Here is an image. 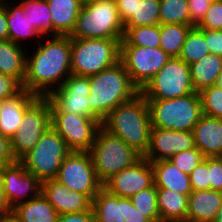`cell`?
Instances as JSON below:
<instances>
[{
	"label": "cell",
	"instance_id": "cell-1",
	"mask_svg": "<svg viewBox=\"0 0 222 222\" xmlns=\"http://www.w3.org/2000/svg\"><path fill=\"white\" fill-rule=\"evenodd\" d=\"M45 38L48 39L44 43ZM37 40L36 51L27 52L22 87L38 97H48L72 74L71 37L46 36Z\"/></svg>",
	"mask_w": 222,
	"mask_h": 222
},
{
	"label": "cell",
	"instance_id": "cell-2",
	"mask_svg": "<svg viewBox=\"0 0 222 222\" xmlns=\"http://www.w3.org/2000/svg\"><path fill=\"white\" fill-rule=\"evenodd\" d=\"M101 126L142 157L147 153L152 125L147 100L141 93L119 104L103 119Z\"/></svg>",
	"mask_w": 222,
	"mask_h": 222
},
{
	"label": "cell",
	"instance_id": "cell-3",
	"mask_svg": "<svg viewBox=\"0 0 222 222\" xmlns=\"http://www.w3.org/2000/svg\"><path fill=\"white\" fill-rule=\"evenodd\" d=\"M90 108L103 120L119 104L133 99L140 90L132 83L121 61L89 76Z\"/></svg>",
	"mask_w": 222,
	"mask_h": 222
},
{
	"label": "cell",
	"instance_id": "cell-4",
	"mask_svg": "<svg viewBox=\"0 0 222 222\" xmlns=\"http://www.w3.org/2000/svg\"><path fill=\"white\" fill-rule=\"evenodd\" d=\"M124 24L115 0H97L83 4L71 38L123 39Z\"/></svg>",
	"mask_w": 222,
	"mask_h": 222
},
{
	"label": "cell",
	"instance_id": "cell-5",
	"mask_svg": "<svg viewBox=\"0 0 222 222\" xmlns=\"http://www.w3.org/2000/svg\"><path fill=\"white\" fill-rule=\"evenodd\" d=\"M122 39L71 38V72L89 77L120 61Z\"/></svg>",
	"mask_w": 222,
	"mask_h": 222
},
{
	"label": "cell",
	"instance_id": "cell-6",
	"mask_svg": "<svg viewBox=\"0 0 222 222\" xmlns=\"http://www.w3.org/2000/svg\"><path fill=\"white\" fill-rule=\"evenodd\" d=\"M152 128L193 131L202 115L197 92L172 99L147 100Z\"/></svg>",
	"mask_w": 222,
	"mask_h": 222
},
{
	"label": "cell",
	"instance_id": "cell-7",
	"mask_svg": "<svg viewBox=\"0 0 222 222\" xmlns=\"http://www.w3.org/2000/svg\"><path fill=\"white\" fill-rule=\"evenodd\" d=\"M89 153L96 175L102 184L142 157L120 137L111 134L102 126L96 134Z\"/></svg>",
	"mask_w": 222,
	"mask_h": 222
},
{
	"label": "cell",
	"instance_id": "cell-8",
	"mask_svg": "<svg viewBox=\"0 0 222 222\" xmlns=\"http://www.w3.org/2000/svg\"><path fill=\"white\" fill-rule=\"evenodd\" d=\"M70 152L64 139L51 126L19 161L42 182L57 177L64 158Z\"/></svg>",
	"mask_w": 222,
	"mask_h": 222
},
{
	"label": "cell",
	"instance_id": "cell-9",
	"mask_svg": "<svg viewBox=\"0 0 222 222\" xmlns=\"http://www.w3.org/2000/svg\"><path fill=\"white\" fill-rule=\"evenodd\" d=\"M194 92L190 65L179 57L171 58L140 91L146 100L179 98Z\"/></svg>",
	"mask_w": 222,
	"mask_h": 222
},
{
	"label": "cell",
	"instance_id": "cell-10",
	"mask_svg": "<svg viewBox=\"0 0 222 222\" xmlns=\"http://www.w3.org/2000/svg\"><path fill=\"white\" fill-rule=\"evenodd\" d=\"M49 127H51L50 101L47 97H39L24 112L22 124L10 140L15 160H20L27 154Z\"/></svg>",
	"mask_w": 222,
	"mask_h": 222
},
{
	"label": "cell",
	"instance_id": "cell-11",
	"mask_svg": "<svg viewBox=\"0 0 222 222\" xmlns=\"http://www.w3.org/2000/svg\"><path fill=\"white\" fill-rule=\"evenodd\" d=\"M55 179L70 191L83 193L91 200L103 187L89 151H71L64 158Z\"/></svg>",
	"mask_w": 222,
	"mask_h": 222
},
{
	"label": "cell",
	"instance_id": "cell-12",
	"mask_svg": "<svg viewBox=\"0 0 222 222\" xmlns=\"http://www.w3.org/2000/svg\"><path fill=\"white\" fill-rule=\"evenodd\" d=\"M89 94V77L70 74L63 84L47 97L51 113H71L102 120L90 108Z\"/></svg>",
	"mask_w": 222,
	"mask_h": 222
},
{
	"label": "cell",
	"instance_id": "cell-13",
	"mask_svg": "<svg viewBox=\"0 0 222 222\" xmlns=\"http://www.w3.org/2000/svg\"><path fill=\"white\" fill-rule=\"evenodd\" d=\"M170 59L160 47L120 46V61L140 91Z\"/></svg>",
	"mask_w": 222,
	"mask_h": 222
},
{
	"label": "cell",
	"instance_id": "cell-14",
	"mask_svg": "<svg viewBox=\"0 0 222 222\" xmlns=\"http://www.w3.org/2000/svg\"><path fill=\"white\" fill-rule=\"evenodd\" d=\"M102 121L71 113H51V126L71 151H89Z\"/></svg>",
	"mask_w": 222,
	"mask_h": 222
},
{
	"label": "cell",
	"instance_id": "cell-15",
	"mask_svg": "<svg viewBox=\"0 0 222 222\" xmlns=\"http://www.w3.org/2000/svg\"><path fill=\"white\" fill-rule=\"evenodd\" d=\"M0 181L6 199L12 208L41 193L42 182L27 171L19 160L3 166Z\"/></svg>",
	"mask_w": 222,
	"mask_h": 222
},
{
	"label": "cell",
	"instance_id": "cell-16",
	"mask_svg": "<svg viewBox=\"0 0 222 222\" xmlns=\"http://www.w3.org/2000/svg\"><path fill=\"white\" fill-rule=\"evenodd\" d=\"M153 185L154 173L151 162L145 157H141L131 166L109 178L103 184V188L112 195L130 198Z\"/></svg>",
	"mask_w": 222,
	"mask_h": 222
},
{
	"label": "cell",
	"instance_id": "cell-17",
	"mask_svg": "<svg viewBox=\"0 0 222 222\" xmlns=\"http://www.w3.org/2000/svg\"><path fill=\"white\" fill-rule=\"evenodd\" d=\"M195 147L192 131L151 128L150 144L145 158L150 162L168 160L174 154Z\"/></svg>",
	"mask_w": 222,
	"mask_h": 222
},
{
	"label": "cell",
	"instance_id": "cell-18",
	"mask_svg": "<svg viewBox=\"0 0 222 222\" xmlns=\"http://www.w3.org/2000/svg\"><path fill=\"white\" fill-rule=\"evenodd\" d=\"M41 193L59 215L81 213L92 208V200L87 195L70 191L55 178L42 181Z\"/></svg>",
	"mask_w": 222,
	"mask_h": 222
},
{
	"label": "cell",
	"instance_id": "cell-19",
	"mask_svg": "<svg viewBox=\"0 0 222 222\" xmlns=\"http://www.w3.org/2000/svg\"><path fill=\"white\" fill-rule=\"evenodd\" d=\"M37 95L22 89L16 95L2 101L0 106L1 135L10 140L22 124L24 112L38 99Z\"/></svg>",
	"mask_w": 222,
	"mask_h": 222
},
{
	"label": "cell",
	"instance_id": "cell-20",
	"mask_svg": "<svg viewBox=\"0 0 222 222\" xmlns=\"http://www.w3.org/2000/svg\"><path fill=\"white\" fill-rule=\"evenodd\" d=\"M192 132L205 157H222V119L202 114Z\"/></svg>",
	"mask_w": 222,
	"mask_h": 222
},
{
	"label": "cell",
	"instance_id": "cell-21",
	"mask_svg": "<svg viewBox=\"0 0 222 222\" xmlns=\"http://www.w3.org/2000/svg\"><path fill=\"white\" fill-rule=\"evenodd\" d=\"M222 205V192L197 190L189 195L187 220L192 222H214Z\"/></svg>",
	"mask_w": 222,
	"mask_h": 222
},
{
	"label": "cell",
	"instance_id": "cell-22",
	"mask_svg": "<svg viewBox=\"0 0 222 222\" xmlns=\"http://www.w3.org/2000/svg\"><path fill=\"white\" fill-rule=\"evenodd\" d=\"M151 166L157 189H171L187 196L193 191L189 175L180 171L171 161H154L151 162Z\"/></svg>",
	"mask_w": 222,
	"mask_h": 222
},
{
	"label": "cell",
	"instance_id": "cell-23",
	"mask_svg": "<svg viewBox=\"0 0 222 222\" xmlns=\"http://www.w3.org/2000/svg\"><path fill=\"white\" fill-rule=\"evenodd\" d=\"M49 5L54 36H70L83 6L80 0H46Z\"/></svg>",
	"mask_w": 222,
	"mask_h": 222
},
{
	"label": "cell",
	"instance_id": "cell-24",
	"mask_svg": "<svg viewBox=\"0 0 222 222\" xmlns=\"http://www.w3.org/2000/svg\"><path fill=\"white\" fill-rule=\"evenodd\" d=\"M95 222H125L127 197L112 195L103 187L92 200Z\"/></svg>",
	"mask_w": 222,
	"mask_h": 222
},
{
	"label": "cell",
	"instance_id": "cell-25",
	"mask_svg": "<svg viewBox=\"0 0 222 222\" xmlns=\"http://www.w3.org/2000/svg\"><path fill=\"white\" fill-rule=\"evenodd\" d=\"M4 5L8 22V40L24 47L25 39L42 38L19 3L16 5L14 2H8Z\"/></svg>",
	"mask_w": 222,
	"mask_h": 222
},
{
	"label": "cell",
	"instance_id": "cell-26",
	"mask_svg": "<svg viewBox=\"0 0 222 222\" xmlns=\"http://www.w3.org/2000/svg\"><path fill=\"white\" fill-rule=\"evenodd\" d=\"M26 49L10 40H0V73L12 76L22 85L26 72Z\"/></svg>",
	"mask_w": 222,
	"mask_h": 222
},
{
	"label": "cell",
	"instance_id": "cell-27",
	"mask_svg": "<svg viewBox=\"0 0 222 222\" xmlns=\"http://www.w3.org/2000/svg\"><path fill=\"white\" fill-rule=\"evenodd\" d=\"M222 72V56L207 54L199 61L190 65L191 80L194 91L200 93L202 90L216 84Z\"/></svg>",
	"mask_w": 222,
	"mask_h": 222
},
{
	"label": "cell",
	"instance_id": "cell-28",
	"mask_svg": "<svg viewBox=\"0 0 222 222\" xmlns=\"http://www.w3.org/2000/svg\"><path fill=\"white\" fill-rule=\"evenodd\" d=\"M12 212L21 222H57L59 215L42 193L17 204Z\"/></svg>",
	"mask_w": 222,
	"mask_h": 222
},
{
	"label": "cell",
	"instance_id": "cell-29",
	"mask_svg": "<svg viewBox=\"0 0 222 222\" xmlns=\"http://www.w3.org/2000/svg\"><path fill=\"white\" fill-rule=\"evenodd\" d=\"M189 196L171 189H157L160 222L186 219Z\"/></svg>",
	"mask_w": 222,
	"mask_h": 222
},
{
	"label": "cell",
	"instance_id": "cell-30",
	"mask_svg": "<svg viewBox=\"0 0 222 222\" xmlns=\"http://www.w3.org/2000/svg\"><path fill=\"white\" fill-rule=\"evenodd\" d=\"M23 11L42 37L54 36L49 5L46 0H20Z\"/></svg>",
	"mask_w": 222,
	"mask_h": 222
},
{
	"label": "cell",
	"instance_id": "cell-31",
	"mask_svg": "<svg viewBox=\"0 0 222 222\" xmlns=\"http://www.w3.org/2000/svg\"><path fill=\"white\" fill-rule=\"evenodd\" d=\"M192 28L193 26L185 24H160V48L171 58L179 57Z\"/></svg>",
	"mask_w": 222,
	"mask_h": 222
},
{
	"label": "cell",
	"instance_id": "cell-32",
	"mask_svg": "<svg viewBox=\"0 0 222 222\" xmlns=\"http://www.w3.org/2000/svg\"><path fill=\"white\" fill-rule=\"evenodd\" d=\"M120 46L160 47V24L124 27V36Z\"/></svg>",
	"mask_w": 222,
	"mask_h": 222
},
{
	"label": "cell",
	"instance_id": "cell-33",
	"mask_svg": "<svg viewBox=\"0 0 222 222\" xmlns=\"http://www.w3.org/2000/svg\"><path fill=\"white\" fill-rule=\"evenodd\" d=\"M160 0H137L135 14L123 24L124 27L159 25Z\"/></svg>",
	"mask_w": 222,
	"mask_h": 222
},
{
	"label": "cell",
	"instance_id": "cell-34",
	"mask_svg": "<svg viewBox=\"0 0 222 222\" xmlns=\"http://www.w3.org/2000/svg\"><path fill=\"white\" fill-rule=\"evenodd\" d=\"M209 53L204 37V29L193 27L185 39L179 58L191 65Z\"/></svg>",
	"mask_w": 222,
	"mask_h": 222
},
{
	"label": "cell",
	"instance_id": "cell-35",
	"mask_svg": "<svg viewBox=\"0 0 222 222\" xmlns=\"http://www.w3.org/2000/svg\"><path fill=\"white\" fill-rule=\"evenodd\" d=\"M160 24H185L191 26L188 0H160Z\"/></svg>",
	"mask_w": 222,
	"mask_h": 222
},
{
	"label": "cell",
	"instance_id": "cell-36",
	"mask_svg": "<svg viewBox=\"0 0 222 222\" xmlns=\"http://www.w3.org/2000/svg\"><path fill=\"white\" fill-rule=\"evenodd\" d=\"M130 199L134 207L151 222H160L155 185L132 195Z\"/></svg>",
	"mask_w": 222,
	"mask_h": 222
},
{
	"label": "cell",
	"instance_id": "cell-37",
	"mask_svg": "<svg viewBox=\"0 0 222 222\" xmlns=\"http://www.w3.org/2000/svg\"><path fill=\"white\" fill-rule=\"evenodd\" d=\"M202 114L222 119V88L213 85L200 93Z\"/></svg>",
	"mask_w": 222,
	"mask_h": 222
},
{
	"label": "cell",
	"instance_id": "cell-38",
	"mask_svg": "<svg viewBox=\"0 0 222 222\" xmlns=\"http://www.w3.org/2000/svg\"><path fill=\"white\" fill-rule=\"evenodd\" d=\"M205 159L203 153L197 148L188 149L177 154H174L171 161L180 171L185 174H190L192 170Z\"/></svg>",
	"mask_w": 222,
	"mask_h": 222
},
{
	"label": "cell",
	"instance_id": "cell-39",
	"mask_svg": "<svg viewBox=\"0 0 222 222\" xmlns=\"http://www.w3.org/2000/svg\"><path fill=\"white\" fill-rule=\"evenodd\" d=\"M193 191L210 190L208 157H205L189 174Z\"/></svg>",
	"mask_w": 222,
	"mask_h": 222
},
{
	"label": "cell",
	"instance_id": "cell-40",
	"mask_svg": "<svg viewBox=\"0 0 222 222\" xmlns=\"http://www.w3.org/2000/svg\"><path fill=\"white\" fill-rule=\"evenodd\" d=\"M222 27V0H214L198 29L219 30Z\"/></svg>",
	"mask_w": 222,
	"mask_h": 222
},
{
	"label": "cell",
	"instance_id": "cell-41",
	"mask_svg": "<svg viewBox=\"0 0 222 222\" xmlns=\"http://www.w3.org/2000/svg\"><path fill=\"white\" fill-rule=\"evenodd\" d=\"M210 190L222 192V157H208Z\"/></svg>",
	"mask_w": 222,
	"mask_h": 222
},
{
	"label": "cell",
	"instance_id": "cell-42",
	"mask_svg": "<svg viewBox=\"0 0 222 222\" xmlns=\"http://www.w3.org/2000/svg\"><path fill=\"white\" fill-rule=\"evenodd\" d=\"M214 0H188L191 26L197 27Z\"/></svg>",
	"mask_w": 222,
	"mask_h": 222
},
{
	"label": "cell",
	"instance_id": "cell-43",
	"mask_svg": "<svg viewBox=\"0 0 222 222\" xmlns=\"http://www.w3.org/2000/svg\"><path fill=\"white\" fill-rule=\"evenodd\" d=\"M22 89V84L17 79L0 73V101L16 95Z\"/></svg>",
	"mask_w": 222,
	"mask_h": 222
},
{
	"label": "cell",
	"instance_id": "cell-44",
	"mask_svg": "<svg viewBox=\"0 0 222 222\" xmlns=\"http://www.w3.org/2000/svg\"><path fill=\"white\" fill-rule=\"evenodd\" d=\"M204 37L209 52L222 56V34L220 31L204 29Z\"/></svg>",
	"mask_w": 222,
	"mask_h": 222
},
{
	"label": "cell",
	"instance_id": "cell-45",
	"mask_svg": "<svg viewBox=\"0 0 222 222\" xmlns=\"http://www.w3.org/2000/svg\"><path fill=\"white\" fill-rule=\"evenodd\" d=\"M57 222H95V214L92 208L81 213L60 214Z\"/></svg>",
	"mask_w": 222,
	"mask_h": 222
},
{
	"label": "cell",
	"instance_id": "cell-46",
	"mask_svg": "<svg viewBox=\"0 0 222 222\" xmlns=\"http://www.w3.org/2000/svg\"><path fill=\"white\" fill-rule=\"evenodd\" d=\"M119 17L124 23L132 14H135L137 0H115Z\"/></svg>",
	"mask_w": 222,
	"mask_h": 222
},
{
	"label": "cell",
	"instance_id": "cell-47",
	"mask_svg": "<svg viewBox=\"0 0 222 222\" xmlns=\"http://www.w3.org/2000/svg\"><path fill=\"white\" fill-rule=\"evenodd\" d=\"M125 222H151L147 217L142 215L131 202L130 198H127V213Z\"/></svg>",
	"mask_w": 222,
	"mask_h": 222
},
{
	"label": "cell",
	"instance_id": "cell-48",
	"mask_svg": "<svg viewBox=\"0 0 222 222\" xmlns=\"http://www.w3.org/2000/svg\"><path fill=\"white\" fill-rule=\"evenodd\" d=\"M0 40H8V22L4 4H0Z\"/></svg>",
	"mask_w": 222,
	"mask_h": 222
},
{
	"label": "cell",
	"instance_id": "cell-49",
	"mask_svg": "<svg viewBox=\"0 0 222 222\" xmlns=\"http://www.w3.org/2000/svg\"><path fill=\"white\" fill-rule=\"evenodd\" d=\"M12 213V207L9 205L0 181V217Z\"/></svg>",
	"mask_w": 222,
	"mask_h": 222
},
{
	"label": "cell",
	"instance_id": "cell-50",
	"mask_svg": "<svg viewBox=\"0 0 222 222\" xmlns=\"http://www.w3.org/2000/svg\"><path fill=\"white\" fill-rule=\"evenodd\" d=\"M0 154H12L10 139L0 135Z\"/></svg>",
	"mask_w": 222,
	"mask_h": 222
},
{
	"label": "cell",
	"instance_id": "cell-51",
	"mask_svg": "<svg viewBox=\"0 0 222 222\" xmlns=\"http://www.w3.org/2000/svg\"><path fill=\"white\" fill-rule=\"evenodd\" d=\"M15 161L13 154H0V174L4 165L11 164Z\"/></svg>",
	"mask_w": 222,
	"mask_h": 222
},
{
	"label": "cell",
	"instance_id": "cell-52",
	"mask_svg": "<svg viewBox=\"0 0 222 222\" xmlns=\"http://www.w3.org/2000/svg\"><path fill=\"white\" fill-rule=\"evenodd\" d=\"M0 222H21L16 215L12 212L8 215H4L0 217Z\"/></svg>",
	"mask_w": 222,
	"mask_h": 222
},
{
	"label": "cell",
	"instance_id": "cell-53",
	"mask_svg": "<svg viewBox=\"0 0 222 222\" xmlns=\"http://www.w3.org/2000/svg\"><path fill=\"white\" fill-rule=\"evenodd\" d=\"M214 222H222V205L217 213L216 219L214 220Z\"/></svg>",
	"mask_w": 222,
	"mask_h": 222
},
{
	"label": "cell",
	"instance_id": "cell-54",
	"mask_svg": "<svg viewBox=\"0 0 222 222\" xmlns=\"http://www.w3.org/2000/svg\"><path fill=\"white\" fill-rule=\"evenodd\" d=\"M216 86L222 88V72L221 74L219 75L218 79H217V82L215 84Z\"/></svg>",
	"mask_w": 222,
	"mask_h": 222
},
{
	"label": "cell",
	"instance_id": "cell-55",
	"mask_svg": "<svg viewBox=\"0 0 222 222\" xmlns=\"http://www.w3.org/2000/svg\"><path fill=\"white\" fill-rule=\"evenodd\" d=\"M163 222H192V221L187 219H177V220H167Z\"/></svg>",
	"mask_w": 222,
	"mask_h": 222
},
{
	"label": "cell",
	"instance_id": "cell-56",
	"mask_svg": "<svg viewBox=\"0 0 222 222\" xmlns=\"http://www.w3.org/2000/svg\"><path fill=\"white\" fill-rule=\"evenodd\" d=\"M14 2V0H0V4L8 3V2Z\"/></svg>",
	"mask_w": 222,
	"mask_h": 222
},
{
	"label": "cell",
	"instance_id": "cell-57",
	"mask_svg": "<svg viewBox=\"0 0 222 222\" xmlns=\"http://www.w3.org/2000/svg\"><path fill=\"white\" fill-rule=\"evenodd\" d=\"M83 4L91 2V1H97V0H80Z\"/></svg>",
	"mask_w": 222,
	"mask_h": 222
}]
</instances>
